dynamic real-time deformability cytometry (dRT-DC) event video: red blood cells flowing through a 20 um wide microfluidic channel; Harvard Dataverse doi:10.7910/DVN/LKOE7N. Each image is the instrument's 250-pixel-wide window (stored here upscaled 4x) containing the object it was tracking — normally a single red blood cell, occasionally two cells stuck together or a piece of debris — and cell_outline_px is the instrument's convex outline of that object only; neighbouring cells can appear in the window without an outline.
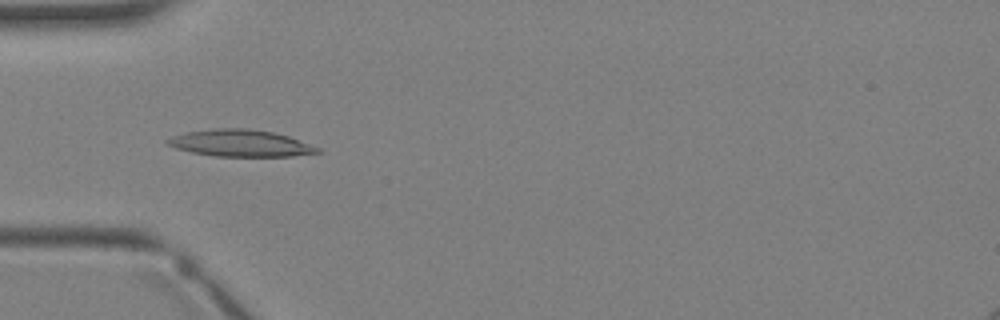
{"species": "Egyptian fruit bat (a non-hibernating species)", "species_latin": "Rousettus aegyptiacus", "temperature_condition": "warm", "stored_images_in_passage": 1, "camera_frame_rate_fps": 3000, "um_per_image_px": 0.085, "animal": {"sex": "female"}, "frame": {"image": 1, "passage_image": 1, "time_ms": 0.0, "image_size_px": [1000, 320], "cell_outline_px": [[324, 152], [292, 156], [212, 156], [192, 152], [176, 148], [168, 144], [164, 140], [172, 136], [188, 132], [212, 128], [244, 128], [272, 132], [288, 136], [320, 148]], "centroid_in_image_um": [20.44, 12.17], "position_along_channel_um": 64.6, "area_um2": 23.35}}